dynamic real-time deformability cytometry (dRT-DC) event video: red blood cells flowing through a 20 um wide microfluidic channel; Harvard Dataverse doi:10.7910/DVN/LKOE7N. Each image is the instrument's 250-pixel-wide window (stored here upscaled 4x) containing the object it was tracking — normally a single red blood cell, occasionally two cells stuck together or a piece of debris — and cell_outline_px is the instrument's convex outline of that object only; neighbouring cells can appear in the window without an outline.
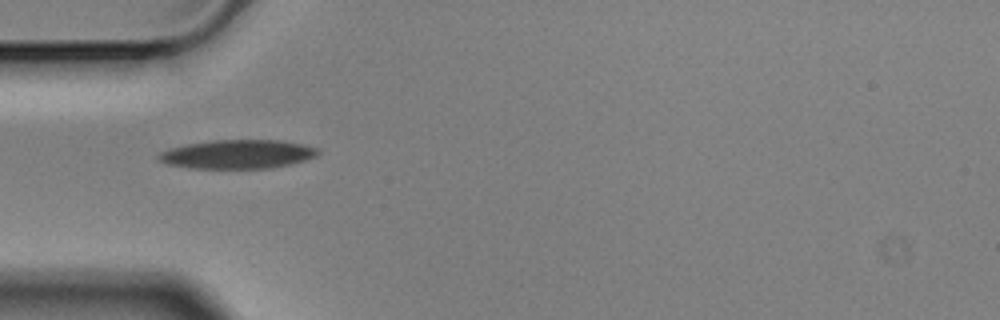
{"species": "Egyptian fruit bat (a non-hibernating species)", "species_latin": "Rousettus aegyptiacus", "temperature_condition": "cold", "stored_images_in_passage": 2, "camera_frame_rate_fps": 3000, "um_per_image_px": 0.085, "animal": {"sex": "male"}, "frame": {"image": 1, "passage_image": 1, "time_ms": 0.0, "image_size_px": [1000, 320], "cell_outline_px": [[320, 152], [316, 156], [304, 160], [288, 164], [268, 168], [188, 168], [168, 164], [156, 160], [156, 156], [160, 152], [184, 144], [212, 140], [284, 140], [316, 148]], "centroid_in_image_um": [20.13, 13.1], "position_along_channel_um": 64.9, "area_um2": 26.7}}
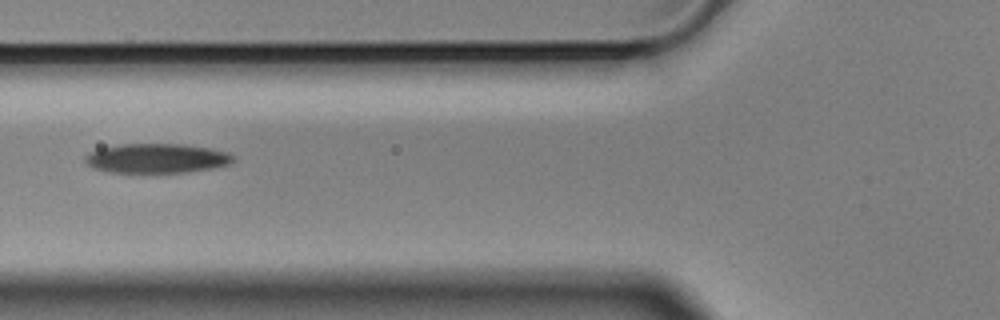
{"frame": {"image": 2, "passage_image": 2, "time_ms": 0.333, "image_size_px": [1000, 320], "cell_outline_px": [[236, 160], [232, 164], [212, 168], [184, 172], [108, 172], [96, 168], [88, 164], [84, 160], [84, 156], [100, 148], [120, 144], [184, 144], [208, 148], [228, 152], [236, 156]], "centroid_in_image_um": [13.38, 13.45], "position_along_channel_um": 112.4, "area_um2": 25.37}}